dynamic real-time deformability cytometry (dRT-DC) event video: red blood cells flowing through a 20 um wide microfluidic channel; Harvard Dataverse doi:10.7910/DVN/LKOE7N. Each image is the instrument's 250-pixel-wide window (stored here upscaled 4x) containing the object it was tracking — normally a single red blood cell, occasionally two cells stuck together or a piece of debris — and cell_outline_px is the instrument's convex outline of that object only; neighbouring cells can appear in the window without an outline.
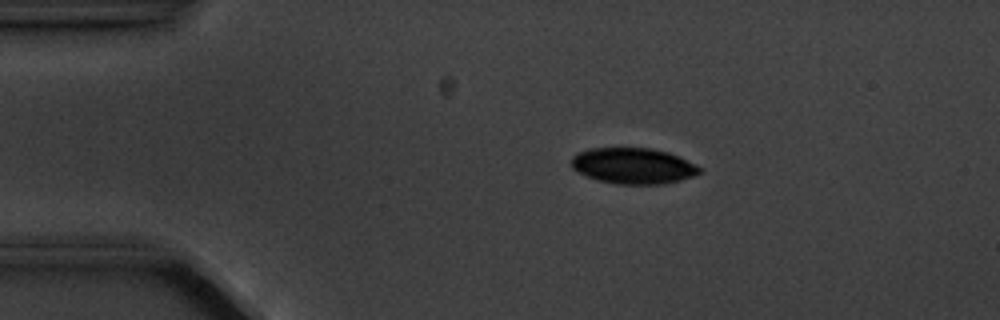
{"species": "common noctule bat (a hibernating species)", "species_latin": "Nyctalus noctula", "temperature_condition": "cold", "stored_images_in_passage": 10, "camera_frame_rate_fps": 3000, "um_per_image_px": 0.085, "animal": {"sex": "male", "body_mass_g": 20.1, "forearm_length_mm": 53.5}, "frame": {"image": 1, "passage_image": 2, "time_ms": 1.333, "image_size_px": [1000, 320], "cell_outline_px": [[704, 172], [680, 180], [664, 184], [616, 184], [596, 180], [572, 168], [572, 156], [576, 152], [588, 148], [652, 148], [668, 152], [696, 164], [704, 168]], "centroid_in_image_um": [53.85, 14.09], "position_along_channel_um": 31.2, "area_um2": 27.05}}
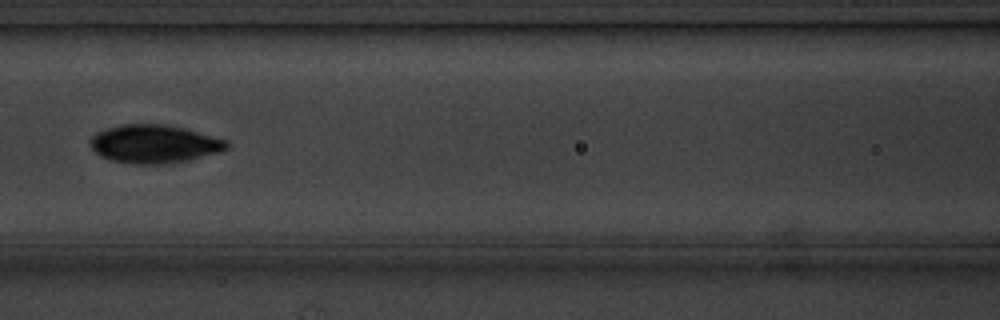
{"frame": {"image": 2, "passage_image": 6, "time_ms": 6.0, "image_size_px": [1000, 320], "cell_outline_px": [[228, 148], [220, 152], [188, 160], [164, 164], [136, 164], [112, 160], [100, 156], [88, 144], [88, 140], [96, 132], [108, 128], [124, 124], [164, 124], [184, 128], [228, 140]], "centroid_in_image_um": [13.1, 12.23], "position_along_channel_um": 153.5, "area_um2": 30.46}}